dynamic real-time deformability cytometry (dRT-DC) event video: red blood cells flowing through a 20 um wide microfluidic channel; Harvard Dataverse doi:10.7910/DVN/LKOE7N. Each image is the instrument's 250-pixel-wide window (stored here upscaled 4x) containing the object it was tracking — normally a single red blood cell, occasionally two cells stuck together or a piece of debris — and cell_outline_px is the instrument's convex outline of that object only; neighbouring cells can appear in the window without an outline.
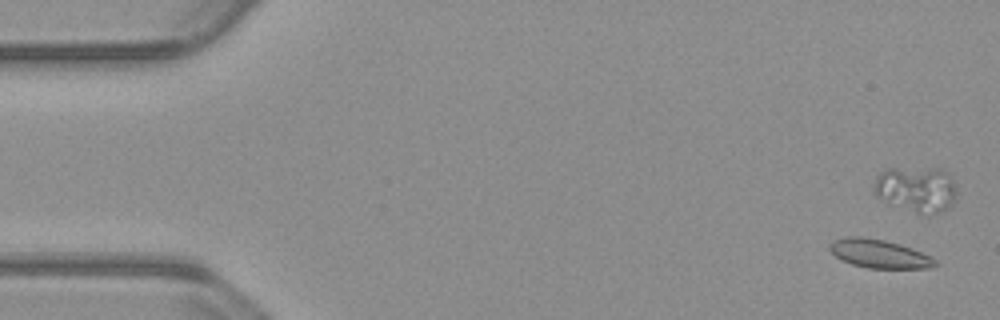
{"species": "common noctule bat (a hibernating species)", "species_latin": "Nyctalus noctula", "temperature_condition": "warm", "stored_images_in_passage": 56, "camera_frame_rate_fps": 3000, "um_per_image_px": 0.085, "animal": {"sex": "male", "body_mass_g": 23.1, "forearm_length_mm": 52.7}, "frame": {"image": 1, "passage_image": 3, "time_ms": 0.667, "image_size_px": [1000, 320], "cell_outline_px": [[940, 264], [932, 268], [868, 268], [852, 264], [840, 260], [828, 248], [828, 244], [832, 240], [848, 236], [860, 236], [884, 240], [900, 244], [912, 248], [932, 256]], "centroid_in_image_um": [74.74, 21.57], "position_along_channel_um": 10.3, "area_um2": 17.8}}
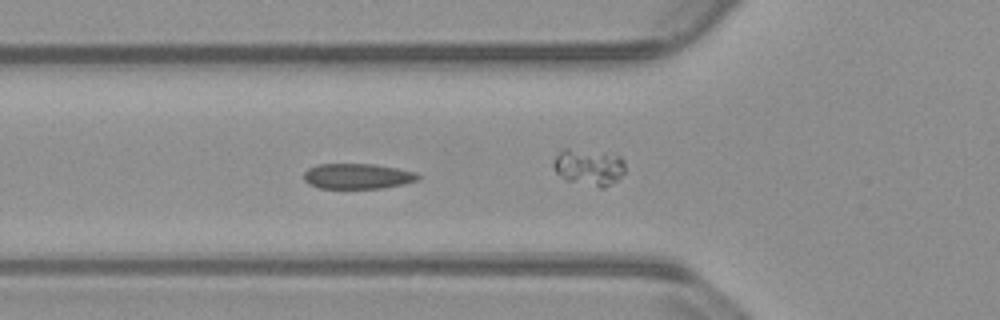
{"frame": {"image": 2, "passage_image": 20, "time_ms": 6.333, "image_size_px": [1000, 320], "cell_outline_px": [[420, 180], [404, 184], [384, 188], [320, 188], [308, 184], [304, 180], [304, 172], [308, 168], [316, 164], [372, 164], [396, 168], [416, 172], [420, 176]], "centroid_in_image_um": [30.39, 14.98], "position_along_channel_um": 95.4, "area_um2": 16.99}}
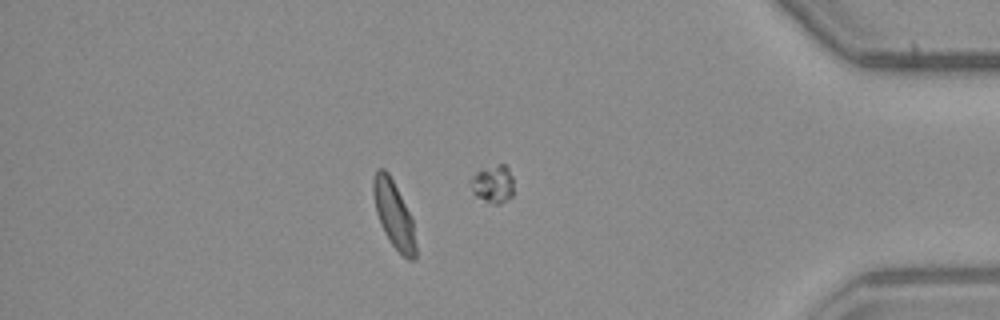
{"frame": {"image": 3, "passage_image": 48, "time_ms": 15.667, "image_size_px": [1000, 320], "cell_outline_px": [[416, 256], [412, 260], [408, 260], [392, 244], [384, 232], [380, 224], [376, 212], [372, 192], [372, 180], [376, 168], [384, 168], [388, 172], [412, 220], [416, 244]], "centroid_in_image_um": [33.43, 18.21], "position_along_channel_um": 401.8, "area_um2": 16.24}, "authors_computed_cell_mechanics": {"area_um2": 17.0221, "velocity_mm_per_s": 3.7903, "shape_relaxation_time_tau1_ms": 6.4854, "shape_relaxation_time_tau2_ms": 1.0057, "deformation_change_tau1": 0.1496, "deformation_change_tau2": 0.0573}}